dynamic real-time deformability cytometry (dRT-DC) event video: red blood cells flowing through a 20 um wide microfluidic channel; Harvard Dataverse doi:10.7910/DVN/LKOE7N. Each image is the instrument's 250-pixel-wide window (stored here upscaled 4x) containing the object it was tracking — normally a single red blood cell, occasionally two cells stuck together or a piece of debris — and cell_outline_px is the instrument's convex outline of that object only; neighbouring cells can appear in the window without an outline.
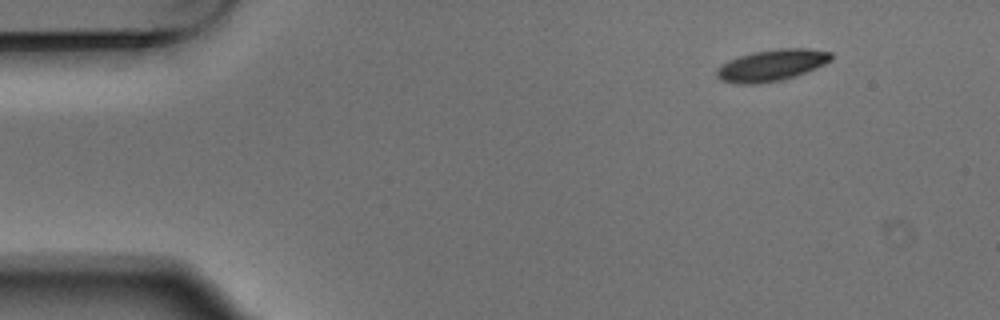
{"species": "Egyptian fruit bat (a non-hibernating species)", "species_latin": "Rousettus aegyptiacus", "temperature_condition": "warm", "stored_images_in_passage": 4, "camera_frame_rate_fps": 3000, "um_per_image_px": 0.085, "animal": {"sex": "male"}, "frame": {"image": 1, "passage_image": 1, "time_ms": 0.0, "image_size_px": [1000, 320], "cell_outline_px": [[832, 60], [816, 68], [796, 76], [780, 80], [756, 84], [736, 84], [720, 80], [716, 76], [716, 68], [728, 60], [752, 52], [776, 48], [808, 48], [832, 52]], "centroid_in_image_um": [65.58, 5.54], "position_along_channel_um": 19.4, "area_um2": 21.21}}
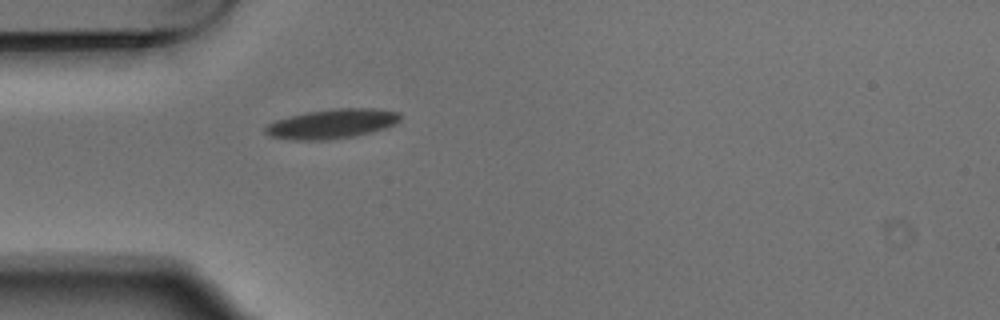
{"frame": {"image": 2, "passage_image": 4, "time_ms": 1.0, "image_size_px": [1000, 320], "cell_outline_px": [[400, 120], [384, 128], [352, 136], [328, 140], [288, 140], [272, 136], [264, 132], [264, 128], [268, 124], [276, 120], [288, 116], [304, 112], [336, 108], [372, 108], [400, 112]], "centroid_in_image_um": [28.16, 10.51], "position_along_channel_um": 56.8, "area_um2": 23.06}}